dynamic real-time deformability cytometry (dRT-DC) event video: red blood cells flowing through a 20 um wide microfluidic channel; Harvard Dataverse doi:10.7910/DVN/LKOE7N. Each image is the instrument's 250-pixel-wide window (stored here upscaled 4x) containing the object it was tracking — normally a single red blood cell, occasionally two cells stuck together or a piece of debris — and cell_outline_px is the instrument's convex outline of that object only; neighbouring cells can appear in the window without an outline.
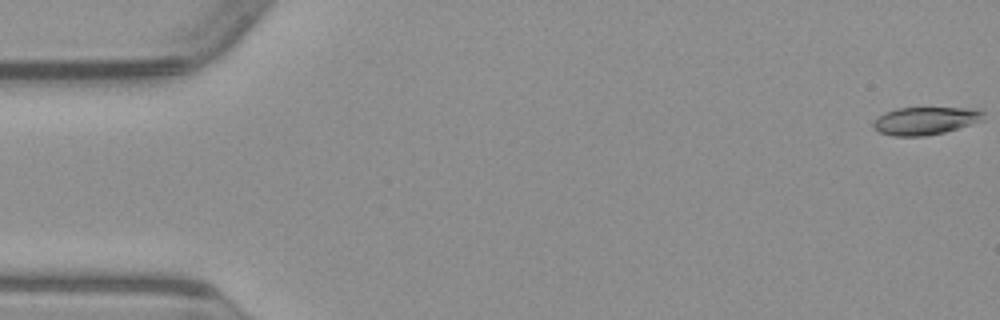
{"species": "common noctule bat (a hibernating species)", "species_latin": "Nyctalus noctula", "temperature_condition": "warm", "stored_images_in_passage": 51, "camera_frame_rate_fps": 3000, "um_per_image_px": 0.085, "animal": {"sex": "male", "body_mass_g": 23.1, "forearm_length_mm": 52.7}, "frame": {"image": 1, "passage_image": 1, "time_ms": 0.0, "image_size_px": [1000, 320], "cell_outline_px": [[984, 120], [944, 132], [924, 136], [892, 136], [880, 132], [872, 128], [872, 124], [880, 116], [896, 108], [976, 108], [984, 112]], "centroid_in_image_um": [78.68, 10.27], "position_along_channel_um": 6.3, "area_um2": 17.69}}
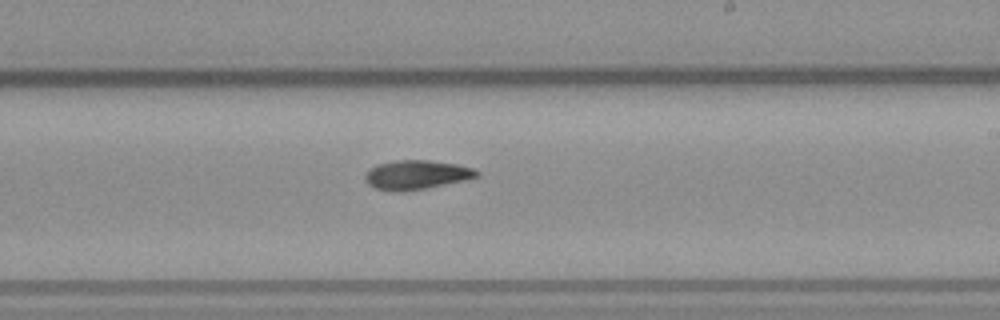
{"frame": {"image": 2, "passage_image": 30, "time_ms": 9.667, "image_size_px": [1000, 320], "cell_outline_px": [[480, 176], [464, 180], [424, 188], [400, 192], [376, 188], [368, 184], [364, 180], [364, 176], [368, 168], [376, 164], [396, 160], [428, 160], [456, 164], [472, 168], [480, 172]], "centroid_in_image_um": [35.36, 14.84], "position_along_channel_um": 253.6, "area_um2": 18.9}}
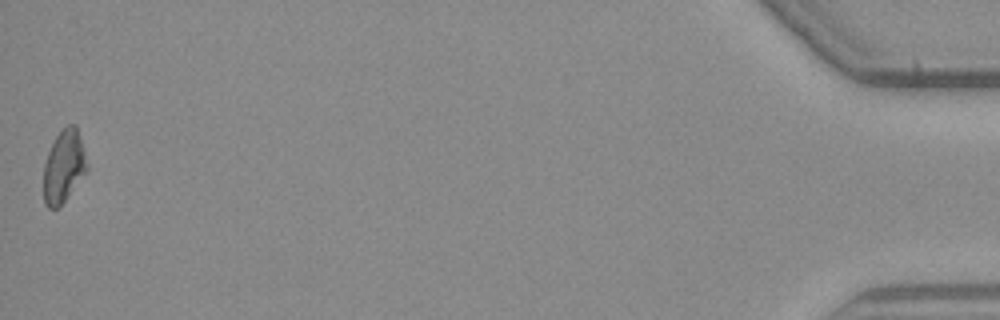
{"frame": {"image": 3, "passage_image": 51, "time_ms": 16.667, "image_size_px": [1000, 320], "cell_outline_px": [[88, 168], [60, 208], [48, 208], [44, 204], [44, 164], [48, 152], [56, 136], [68, 124], [76, 124], [88, 164]], "centroid_in_image_um": [5.42, 14.17], "position_along_channel_um": 429.8, "area_um2": 18.21}}